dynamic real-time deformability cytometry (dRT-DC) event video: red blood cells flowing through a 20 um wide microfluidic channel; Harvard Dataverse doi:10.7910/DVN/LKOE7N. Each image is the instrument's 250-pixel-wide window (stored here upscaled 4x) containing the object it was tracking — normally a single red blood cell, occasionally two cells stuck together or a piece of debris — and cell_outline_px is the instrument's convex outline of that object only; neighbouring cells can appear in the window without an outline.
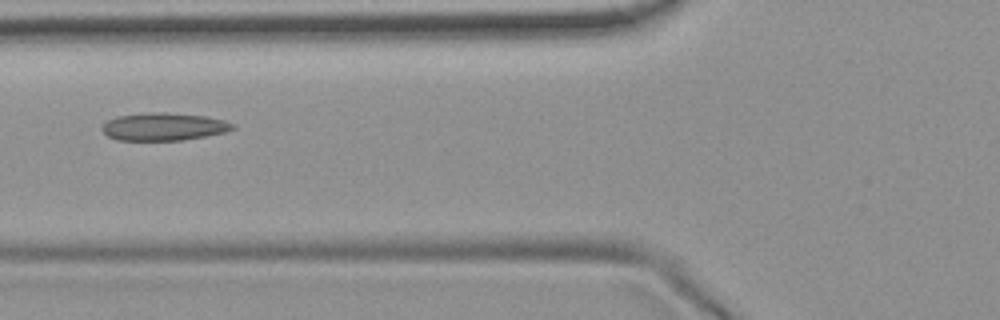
{"species": "common noctule bat (a hibernating species)", "species_latin": "Nyctalus noctula", "temperature_condition": "room temperature", "stored_images_in_passage": 10, "camera_frame_rate_fps": 3000, "um_per_image_px": 0.085, "animal": {"sex": "female", "body_mass_g": 19.9}, "frame": {"image": 1, "passage_image": 4, "time_ms": 1.0, "image_size_px": [1000, 320], "cell_outline_px": [[236, 128], [224, 132], [204, 136], [180, 140], [116, 140], [108, 136], [100, 128], [108, 120], [116, 116], [152, 112], [164, 112], [204, 116], [224, 120], [236, 124]], "centroid_in_image_um": [13.91, 10.76], "position_along_channel_um": 111.9, "area_um2": 20.98}}
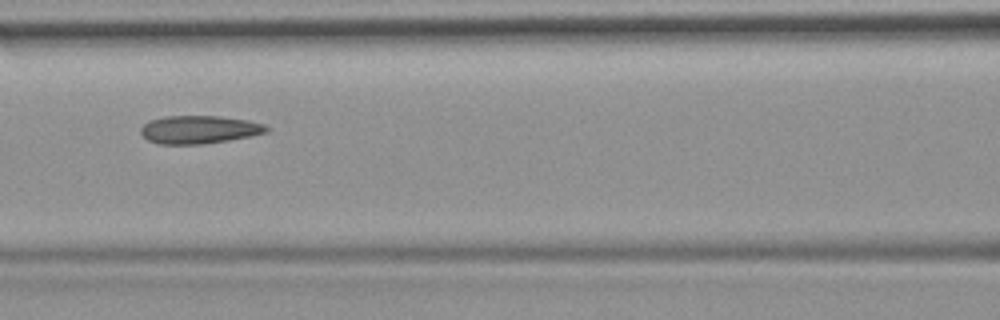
{"frame": {"image": 2, "passage_image": 7, "time_ms": 2.0, "image_size_px": [1000, 320], "cell_outline_px": [[268, 132], [252, 136], [204, 144], [160, 144], [148, 140], [140, 132], [140, 128], [148, 120], [164, 116], [220, 116], [248, 120], [264, 124], [268, 128]], "centroid_in_image_um": [16.92, 11.01], "position_along_channel_um": 149.7, "area_um2": 20.63}}